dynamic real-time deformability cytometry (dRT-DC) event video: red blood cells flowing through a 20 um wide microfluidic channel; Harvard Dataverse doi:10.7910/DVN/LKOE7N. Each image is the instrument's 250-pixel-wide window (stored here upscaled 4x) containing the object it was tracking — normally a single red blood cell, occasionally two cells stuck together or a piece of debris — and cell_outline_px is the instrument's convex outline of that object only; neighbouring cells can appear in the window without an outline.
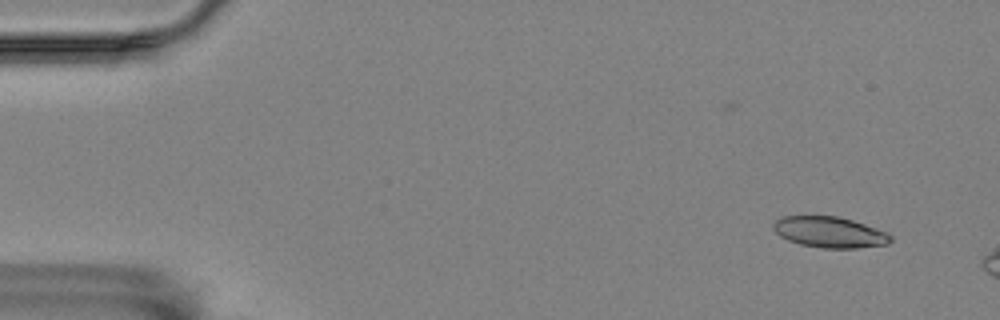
{"species": "Egyptian fruit bat (a non-hibernating species)", "species_latin": "Rousettus aegyptiacus", "temperature_condition": "room temperature", "stored_images_in_passage": 10, "camera_frame_rate_fps": 3000, "um_per_image_px": 0.085, "animal": {"sex": "female"}, "frame": {"image": 1, "passage_image": 4, "time_ms": 1.0, "image_size_px": [1000, 320], "cell_outline_px": [[892, 240], [888, 244], [856, 248], [820, 248], [800, 244], [788, 240], [780, 236], [772, 228], [772, 224], [776, 220], [784, 216], [836, 216], [852, 220], [888, 232], [892, 236]], "centroid_in_image_um": [70.52, 19.74], "position_along_channel_um": 14.5, "area_um2": 21.15}}